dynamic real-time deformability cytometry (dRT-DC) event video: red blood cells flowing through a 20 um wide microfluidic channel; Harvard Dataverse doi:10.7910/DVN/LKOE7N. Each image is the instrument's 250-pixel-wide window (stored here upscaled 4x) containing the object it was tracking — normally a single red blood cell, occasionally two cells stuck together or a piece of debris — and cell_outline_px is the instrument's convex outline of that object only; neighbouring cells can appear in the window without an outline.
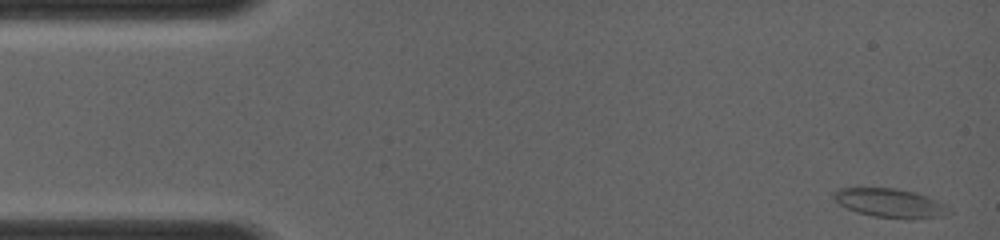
{"species": "common noctule bat (a hibernating species)", "species_latin": "Nyctalus noctula", "temperature_condition": "room temperature", "stored_images_in_passage": 17, "camera_frame_rate_fps": 4000, "um_per_image_px": 0.085, "animal": {"sex": "female", "body_mass_g": 19.0, "forearm_length_mm": 56.7}, "frame": {"image": 1, "passage_image": 1, "time_ms": 0.0, "image_size_px": [1000, 240], "cell_outline_px": [[952, 212], [944, 216], [912, 220], [904, 220], [872, 216], [856, 212], [840, 204], [832, 196], [832, 192], [840, 188], [896, 188], [928, 196], [944, 204]], "centroid_in_image_um": [75.69, 17.28], "position_along_channel_um": 9.3, "area_um2": 19.65}}
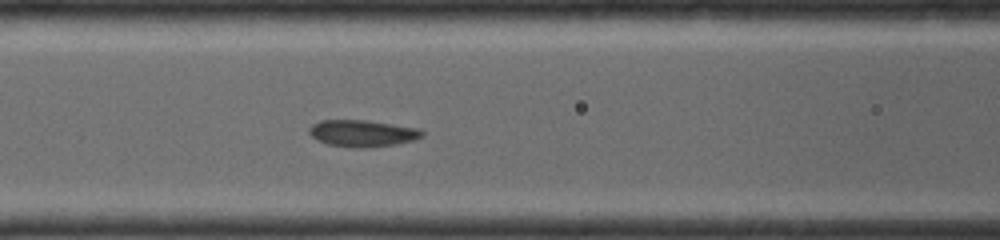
{"frame": {"image": 2, "passage_image": 13, "time_ms": 5.25, "image_size_px": [1000, 240], "cell_outline_px": [[424, 136], [412, 140], [396, 144], [372, 148], [356, 148], [328, 144], [316, 140], [308, 132], [308, 128], [312, 124], [320, 120], [368, 120], [420, 128], [424, 132]], "centroid_in_image_um": [30.81, 11.33], "position_along_channel_um": 135.8, "area_um2": 17.86}}
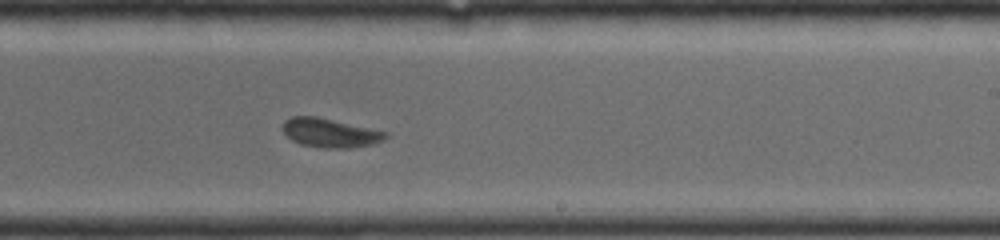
{"frame": {"image": 3, "passage_image": 17, "time_ms": 8.0, "image_size_px": [1000, 240], "cell_outline_px": [[388, 136], [384, 140], [372, 144], [348, 148], [324, 148], [300, 144], [292, 140], [280, 128], [284, 120], [292, 116], [316, 116], [388, 132]], "centroid_in_image_um": [28.03, 11.29], "position_along_channel_um": 261.0, "area_um2": 17.4}}